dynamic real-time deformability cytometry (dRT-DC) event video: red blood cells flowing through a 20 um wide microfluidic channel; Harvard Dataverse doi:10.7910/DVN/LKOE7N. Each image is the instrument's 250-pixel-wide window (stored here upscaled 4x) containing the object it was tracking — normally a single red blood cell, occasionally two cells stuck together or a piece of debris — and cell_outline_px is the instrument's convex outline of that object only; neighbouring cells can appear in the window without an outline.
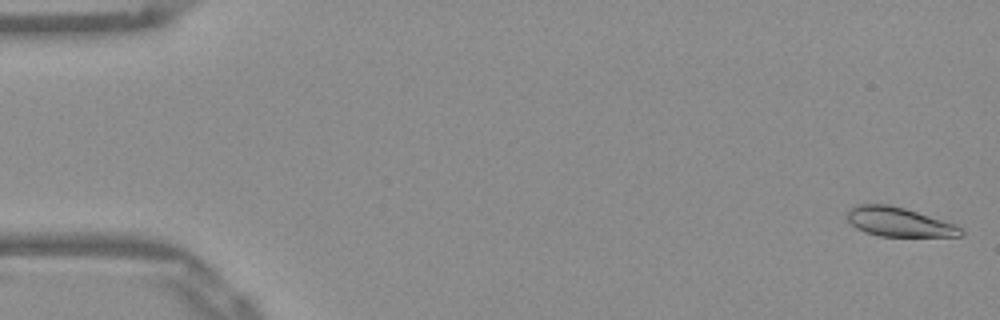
{"species": "Egyptian fruit bat (a non-hibernating species)", "species_latin": "Rousettus aegyptiacus", "temperature_condition": "warm", "stored_images_in_passage": 52, "camera_frame_rate_fps": 3000, "um_per_image_px": 0.085, "frame": {"image": 1, "passage_image": 1, "time_ms": 0.0, "image_size_px": [1000, 320], "cell_outline_px": [[964, 232], [960, 236], [880, 236], [864, 232], [856, 228], [848, 220], [848, 208], [856, 204], [888, 204], [904, 208], [956, 224]], "centroid_in_image_um": [76.38, 18.86], "position_along_channel_um": 8.6, "area_um2": 19.25}}
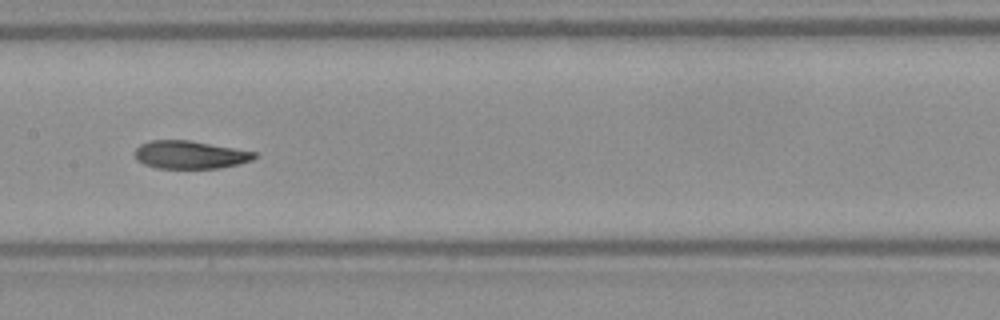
{"frame": {"image": 2, "passage_image": 26, "time_ms": 8.333, "image_size_px": [1000, 320], "cell_outline_px": [[260, 156], [252, 160], [220, 168], [156, 168], [144, 164], [136, 160], [136, 148], [140, 144], [152, 140], [188, 140], [256, 152]], "centroid_in_image_um": [16.16, 13.15], "position_along_channel_um": 191.2, "area_um2": 19.36}}
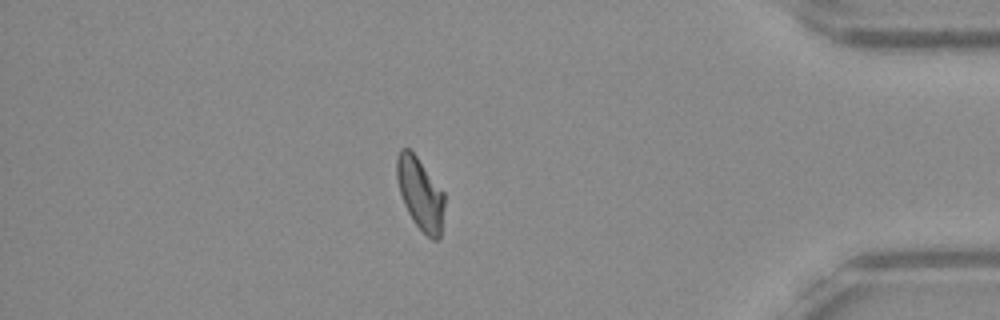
{"frame": {"image": 3, "passage_image": 45, "time_ms": 14.667, "image_size_px": [1000, 320], "cell_outline_px": [[444, 208], [440, 240], [432, 240], [412, 220], [404, 204], [400, 192], [396, 176], [396, 156], [400, 148], [408, 148], [416, 156], [444, 192]], "centroid_in_image_um": [35.72, 16.47], "position_along_channel_um": 399.5, "area_um2": 19.94}, "authors_computed_cell_mechanics": {"area_um2": 20.1722, "velocity_mm_per_s": 3.8895, "shape_relaxation_time_tau1_ms": 11.3727, "shape_relaxation_time_tau2_ms": 3.4474, "deformation_change_tau1": 0.2458, "deformation_change_tau2": 0.0925}}